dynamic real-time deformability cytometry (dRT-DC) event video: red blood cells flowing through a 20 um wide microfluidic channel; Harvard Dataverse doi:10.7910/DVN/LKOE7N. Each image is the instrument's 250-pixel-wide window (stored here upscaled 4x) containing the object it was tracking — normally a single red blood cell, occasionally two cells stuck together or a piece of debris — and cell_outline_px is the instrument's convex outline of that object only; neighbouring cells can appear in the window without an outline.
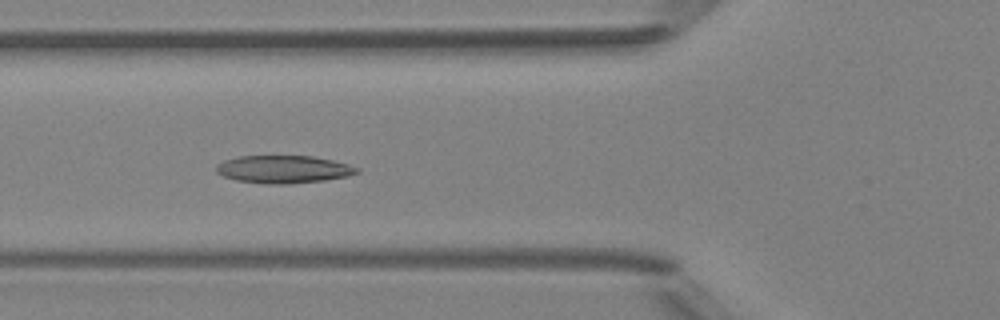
{"species": "Egyptian fruit bat (a non-hibernating species)", "species_latin": "Rousettus aegyptiacus", "temperature_condition": "room temperature", "stored_images_in_passage": 51, "camera_frame_rate_fps": 3000, "um_per_image_px": 0.085, "animal": {"sex": "female"}, "frame": {"image": 1, "passage_image": 19, "time_ms": 6.0, "image_size_px": [1000, 320], "cell_outline_px": [[360, 172], [348, 176], [324, 180], [288, 184], [272, 184], [236, 180], [224, 176], [216, 172], [216, 164], [224, 160], [240, 156], [312, 156], [332, 160], [348, 164], [360, 168]], "centroid_in_image_um": [24.11, 14.38], "position_along_channel_um": 101.7, "area_um2": 22.66}}
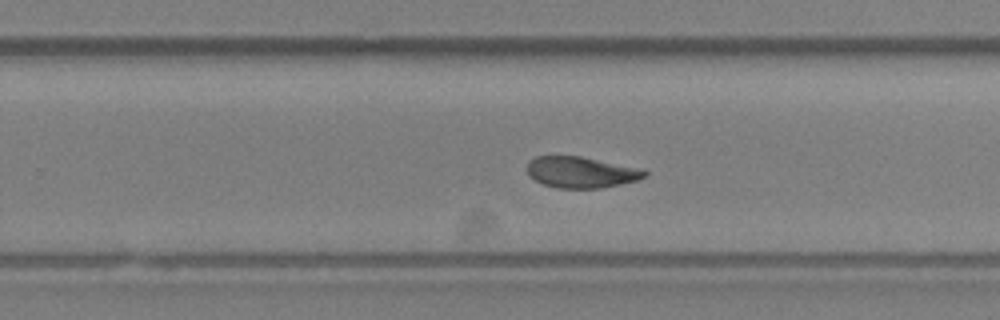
{"frame": {"image": 2, "passage_image": 32, "time_ms": 10.333, "image_size_px": [1000, 320], "cell_outline_px": [[648, 172], [644, 176], [636, 180], [600, 188], [556, 188], [544, 184], [528, 176], [528, 160], [536, 156], [580, 156], [644, 168]], "centroid_in_image_um": [49.39, 14.63], "position_along_channel_um": 280.4, "area_um2": 21.33}}
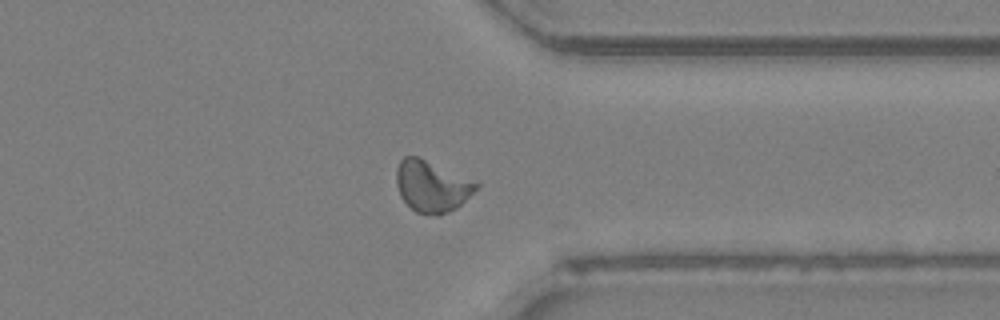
{"frame": {"image": 3, "passage_image": 39, "time_ms": 12.667, "image_size_px": [1000, 320], "cell_outline_px": [[480, 184], [456, 208], [448, 212], [436, 216], [416, 212], [400, 196], [396, 184], [396, 168], [400, 160], [404, 156], [420, 156]], "centroid_in_image_um": [36.65, 15.81], "position_along_channel_um": 374.8, "area_um2": 23.64}, "authors_computed_cell_mechanics": {"area_um2": 22.5998, "velocity_mm_per_s": 4.1362, "shape_relaxation_time_tau1_ms": 10.0051, "shape_relaxation_time_tau2_ms": 2.3697, "deformation_change_tau1": 0.2227, "deformation_change_tau2": 0.082}}